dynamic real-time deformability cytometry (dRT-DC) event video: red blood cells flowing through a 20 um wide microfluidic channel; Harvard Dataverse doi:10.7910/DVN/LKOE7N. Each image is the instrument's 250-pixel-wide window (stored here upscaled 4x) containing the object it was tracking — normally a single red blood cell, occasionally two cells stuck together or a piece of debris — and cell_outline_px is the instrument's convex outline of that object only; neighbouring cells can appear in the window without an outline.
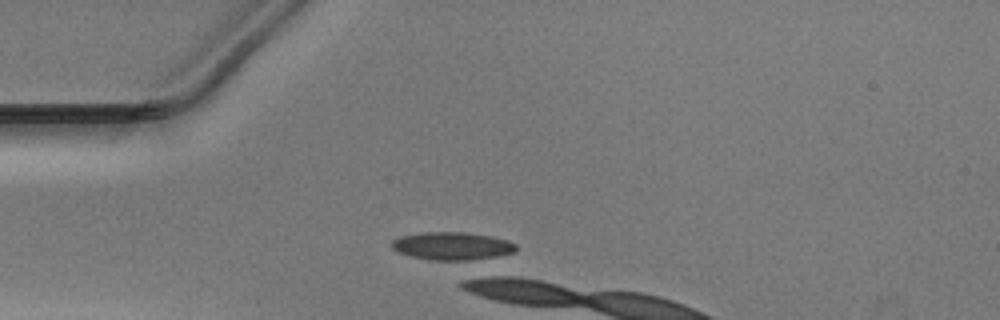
{"species": "Egyptian fruit bat (a non-hibernating species)", "species_latin": "Rousettus aegyptiacus", "temperature_condition": "warm", "stored_images_in_passage": 13, "camera_frame_rate_fps": 3000, "um_per_image_px": 0.085, "animal": {"sex": "male"}, "frame": {"image": 1, "passage_image": 13, "time_ms": 4.0, "image_size_px": [1000, 320], "cell_outline_px": [[516, 248], [512, 252], [488, 260], [460, 264], [432, 260], [412, 256], [400, 252], [392, 248], [392, 240], [400, 236], [420, 232], [464, 232], [488, 236], [508, 240], [516, 244]], "centroid_in_image_um": [38.49, 20.97], "position_along_channel_um": 46.5, "area_um2": 21.1}}